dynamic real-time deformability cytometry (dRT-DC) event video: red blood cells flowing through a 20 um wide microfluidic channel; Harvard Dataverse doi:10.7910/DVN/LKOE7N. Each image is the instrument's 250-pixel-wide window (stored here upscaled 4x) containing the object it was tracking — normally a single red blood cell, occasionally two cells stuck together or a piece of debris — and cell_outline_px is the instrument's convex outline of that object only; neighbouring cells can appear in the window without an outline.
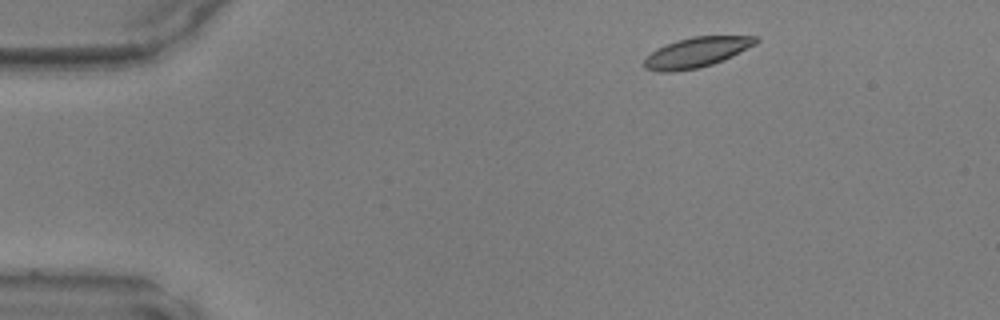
{"species": "common noctule bat (a hibernating species)", "species_latin": "Nyctalus noctula", "temperature_condition": "warm", "stored_images_in_passage": 42, "camera_frame_rate_fps": 3000, "um_per_image_px": 0.085, "animal": {"sex": "male", "body_mass_g": 17.9, "forearm_length_mm": 54.2}, "frame": {"image": 1, "passage_image": 1, "time_ms": 0.0, "image_size_px": [1000, 320], "cell_outline_px": [[760, 40], [756, 44], [712, 64], [700, 68], [672, 72], [660, 72], [644, 68], [644, 60], [656, 48], [676, 40], [692, 36], [760, 36]], "centroid_in_image_um": [59.19, 4.44], "position_along_channel_um": 25.8, "area_um2": 19.48}}
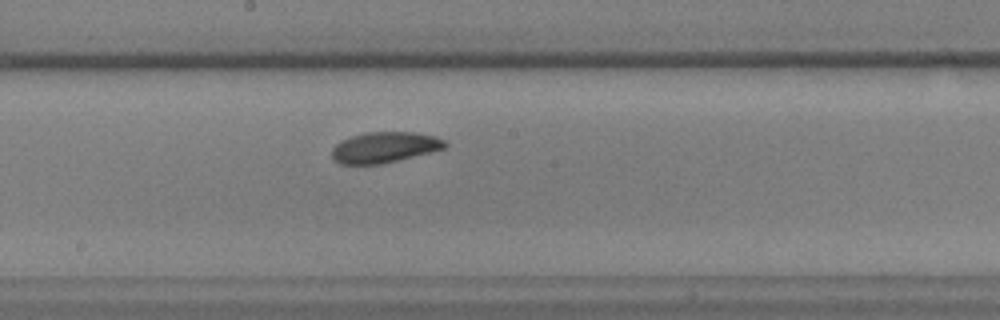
{"frame": {"image": 2, "passage_image": 20, "time_ms": 6.333, "image_size_px": [1000, 320], "cell_outline_px": [[448, 144], [444, 148], [380, 164], [340, 164], [332, 160], [332, 148], [340, 140], [352, 136], [368, 132], [412, 132], [436, 136], [444, 140]], "centroid_in_image_um": [32.63, 12.52], "position_along_channel_um": 215.6, "area_um2": 20.06}}
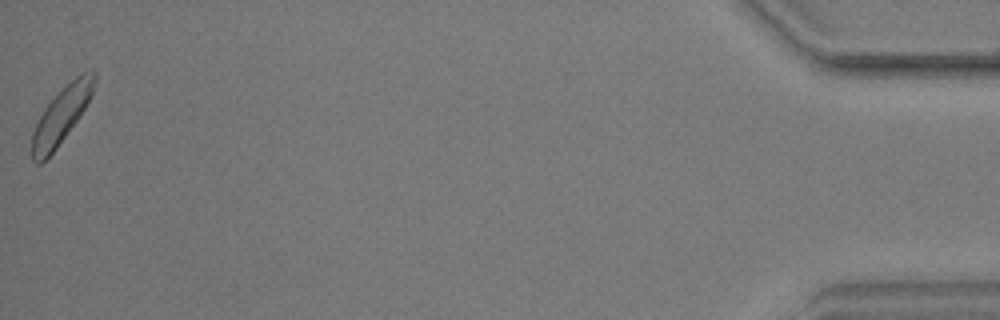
{"frame": {"image": 3, "passage_image": 42, "time_ms": 13.667, "image_size_px": [1000, 320], "cell_outline_px": [[96, 76], [92, 96], [80, 116], [56, 148], [40, 164], [36, 164], [32, 160], [32, 132], [44, 108], [80, 72], [92, 68], [96, 72]], "centroid_in_image_um": [5.25, 9.77], "position_along_channel_um": 430.0, "area_um2": 20.11}}